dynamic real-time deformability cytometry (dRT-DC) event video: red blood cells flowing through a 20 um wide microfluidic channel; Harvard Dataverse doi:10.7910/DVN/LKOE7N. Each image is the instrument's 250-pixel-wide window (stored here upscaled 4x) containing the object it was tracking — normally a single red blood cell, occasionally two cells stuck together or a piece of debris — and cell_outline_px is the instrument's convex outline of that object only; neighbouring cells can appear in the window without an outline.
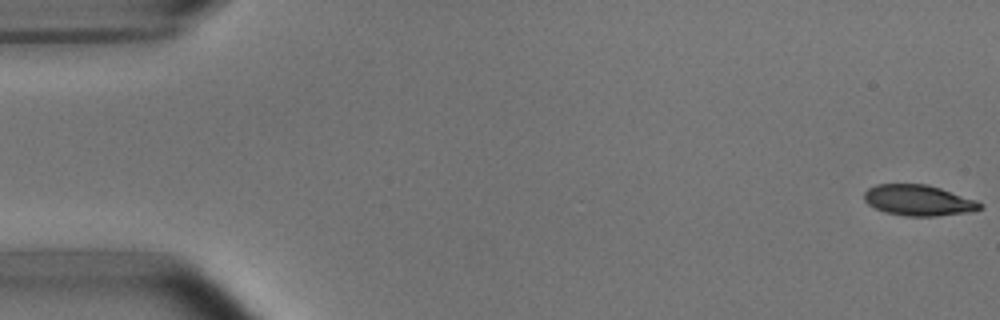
{"species": "common noctule bat (a hibernating species)", "species_latin": "Nyctalus noctula", "temperature_condition": "room temperature", "stored_images_in_passage": 53, "camera_frame_rate_fps": 3000, "um_per_image_px": 0.085, "animal": {"sex": "male", "body_mass_g": 15.6}, "frame": {"image": 1, "passage_image": 1, "time_ms": 0.0, "image_size_px": [1000, 320], "cell_outline_px": [[984, 208], [972, 212], [936, 216], [904, 216], [884, 212], [868, 204], [864, 200], [864, 192], [868, 188], [876, 184], [928, 184], [976, 200], [984, 204]], "centroid_in_image_um": [78.09, 17.03], "position_along_channel_um": 6.9, "area_um2": 20.98}}
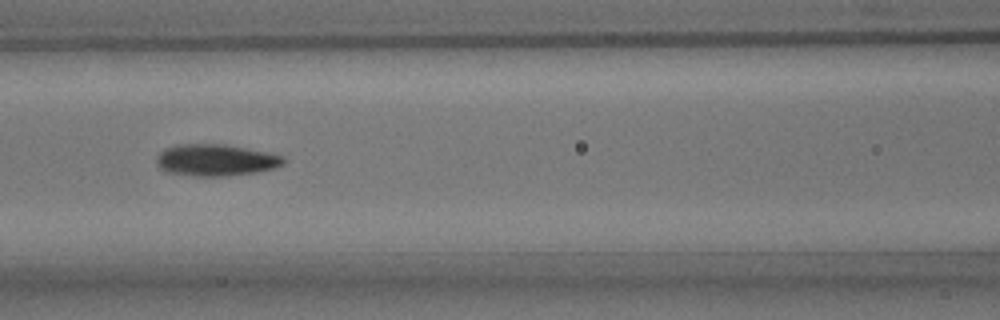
{"frame": {"image": 2, "passage_image": 23, "time_ms": 7.333, "image_size_px": [1000, 320], "cell_outline_px": [[288, 160], [284, 164], [276, 168], [256, 172], [228, 176], [192, 176], [164, 172], [156, 164], [156, 156], [164, 148], [176, 144], [224, 144], [284, 156]], "centroid_in_image_um": [18.31, 13.62], "position_along_channel_um": 148.3, "area_um2": 23.76}}
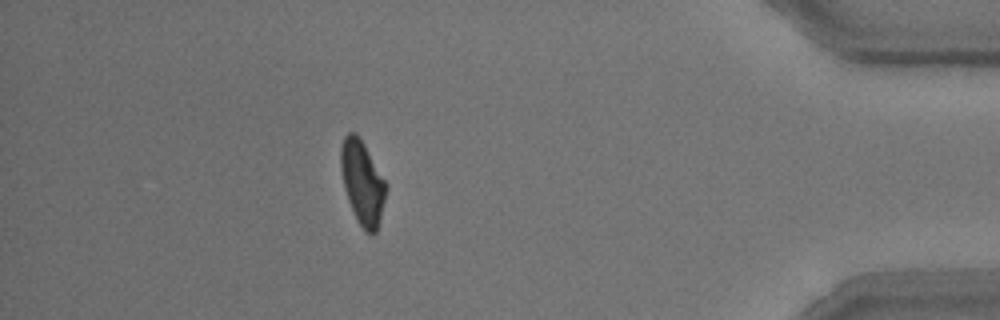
{"frame": {"image": 3, "passage_image": 47, "time_ms": 15.333, "image_size_px": [1000, 320], "cell_outline_px": [[388, 188], [376, 232], [372, 236], [364, 232], [348, 200], [344, 188], [340, 168], [340, 148], [344, 136], [348, 132], [356, 132], [364, 144], [388, 184]], "centroid_in_image_um": [30.81, 15.5], "position_along_channel_um": 404.4, "area_um2": 22.2}, "authors_computed_cell_mechanics": {"area_um2": 22.3108, "velocity_mm_per_s": 3.7894, "shape_relaxation_time_tau1_ms": 2.8464, "shape_relaxation_time_tau2_ms": 2.3146, "deformation_change_tau1": 0.1324, "deformation_change_tau2": 0.0836}}